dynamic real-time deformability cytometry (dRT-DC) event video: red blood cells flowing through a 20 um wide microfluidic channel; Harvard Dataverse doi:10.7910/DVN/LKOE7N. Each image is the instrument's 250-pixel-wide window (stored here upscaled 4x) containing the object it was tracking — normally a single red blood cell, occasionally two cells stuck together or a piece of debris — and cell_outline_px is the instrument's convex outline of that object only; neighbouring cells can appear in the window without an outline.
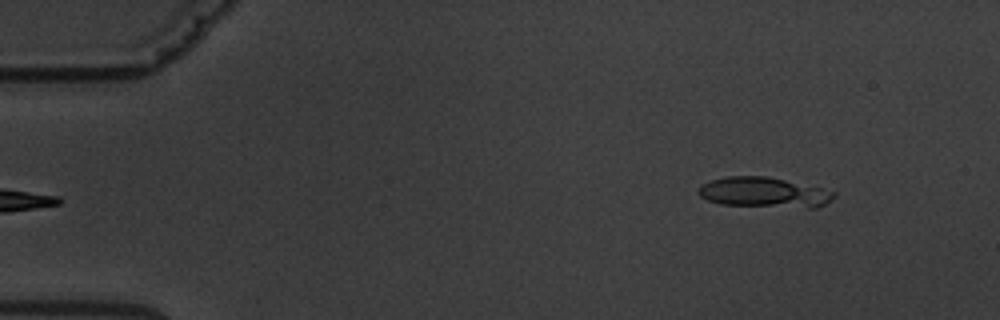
{"species": "common noctule bat (a hibernating species)", "species_latin": "Nyctalus noctula", "temperature_condition": "warm", "stored_images_in_passage": 5, "segment_of_instrument_passage": [2, 2], "camera_frame_rate_fps": 3000, "um_per_image_px": 0.085, "animal": {"sex": "male", "body_mass_g": 19.5, "forearm_length_mm": 54.6}, "frame": {"image": 1, "passage_image": 5, "time_ms": 5.333, "image_size_px": [1000, 320], "cell_outline_px": [[836, 196], [824, 204], [816, 208], [808, 208], [720, 204], [708, 200], [700, 196], [696, 192], [700, 184], [712, 180], [728, 176], [768, 176], [820, 188], [836, 192]], "centroid_in_image_um": [64.91, 16.36], "position_along_channel_um": 20.1, "area_um2": 23.81}}